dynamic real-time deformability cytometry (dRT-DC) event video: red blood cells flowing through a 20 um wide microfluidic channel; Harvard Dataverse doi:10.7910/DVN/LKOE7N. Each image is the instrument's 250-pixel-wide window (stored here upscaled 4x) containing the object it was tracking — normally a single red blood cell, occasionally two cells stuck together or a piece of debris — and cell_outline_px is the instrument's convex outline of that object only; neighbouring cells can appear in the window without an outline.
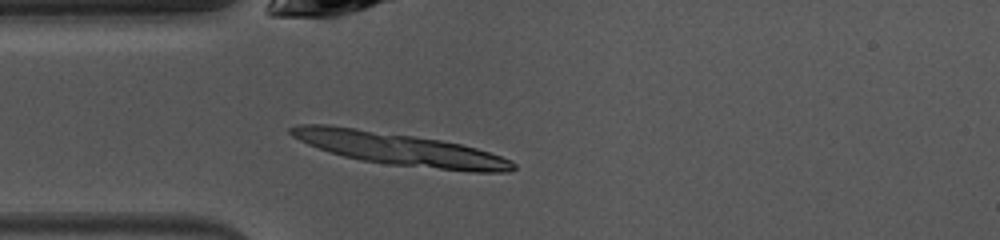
{"species": "common noctule bat (a hibernating species)", "species_latin": "Nyctalus noctula", "temperature_condition": "warm", "stored_images_in_passage": 15, "segment_of_instrument_passage": [2, 2], "camera_frame_rate_fps": 3000, "um_per_image_px": 0.085, "animal": {"sex": "female", "body_mass_g": 10.0, "forearm_length_mm": 53.1}, "frame": {"image": 1, "passage_image": 11, "time_ms": 3.333, "image_size_px": [1000, 240], "cell_outline_px": [[512, 168], [444, 168], [412, 160], [396, 136], [404, 136], [436, 140], [456, 144], [472, 148], [508, 160], [512, 164]], "centroid_in_image_um": [38.24, 13.14], "position_along_channel_um": 46.8, "area_um2": 15.66}}